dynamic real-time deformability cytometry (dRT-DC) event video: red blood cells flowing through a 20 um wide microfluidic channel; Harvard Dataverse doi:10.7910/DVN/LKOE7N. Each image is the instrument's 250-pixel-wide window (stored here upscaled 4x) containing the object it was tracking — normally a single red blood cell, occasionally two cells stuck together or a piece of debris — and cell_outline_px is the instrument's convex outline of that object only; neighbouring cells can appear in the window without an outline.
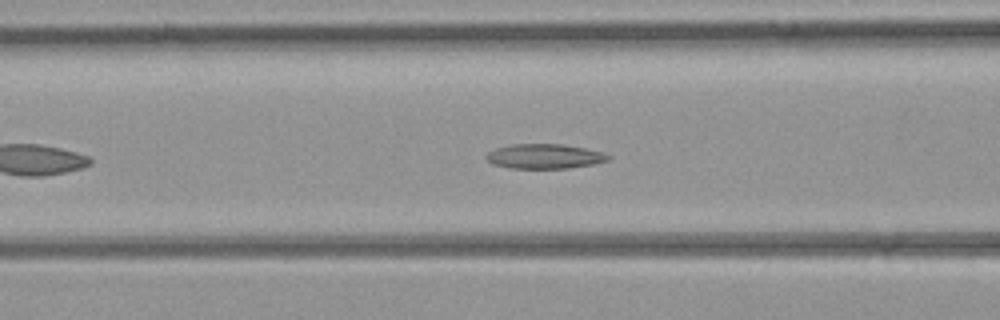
{"species": "common noctule bat (a hibernating species)", "species_latin": "Nyctalus noctula", "temperature_condition": "room temperature", "stored_images_in_passage": 37, "camera_frame_rate_fps": 3000, "um_per_image_px": 0.085, "animal": {"sex": "female", "body_mass_g": 21.9}, "frame": {"image": 1, "passage_image": 9, "time_ms": 2.667, "image_size_px": [1000, 320], "cell_outline_px": [[612, 156], [608, 160], [592, 164], [568, 168], [508, 168], [492, 164], [484, 160], [484, 156], [488, 152], [496, 148], [512, 144], [564, 144], [584, 148], [600, 152]], "centroid_in_image_um": [46.21, 13.29], "position_along_channel_um": 120.4, "area_um2": 17.57}}
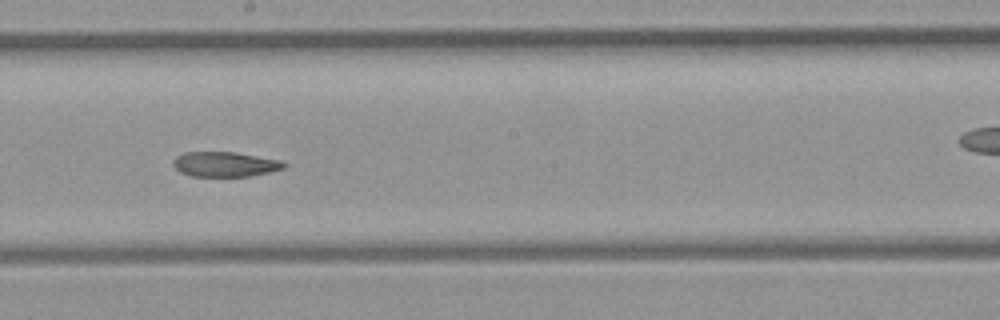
{"frame": {"image": 2, "passage_image": 16, "time_ms": 5.0, "image_size_px": [1000, 320], "cell_outline_px": [[288, 164], [284, 168], [252, 176], [192, 176], [180, 172], [172, 164], [172, 160], [176, 156], [184, 152], [236, 152], [284, 160]], "centroid_in_image_um": [19.15, 13.95], "position_along_channel_um": 229.0, "area_um2": 16.3}}
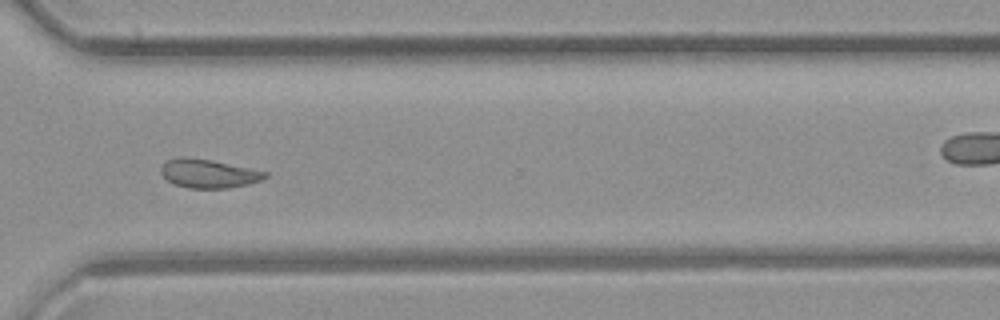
{"frame": {"image": 3, "passage_image": 24, "time_ms": 7.667, "image_size_px": [1000, 320], "cell_outline_px": [[268, 176], [260, 180], [248, 184], [228, 188], [188, 188], [176, 184], [168, 180], [160, 172], [160, 168], [168, 160], [180, 156], [184, 156], [212, 160], [268, 172]], "centroid_in_image_um": [17.72, 14.74], "position_along_channel_um": 352.9, "area_um2": 17.28}}